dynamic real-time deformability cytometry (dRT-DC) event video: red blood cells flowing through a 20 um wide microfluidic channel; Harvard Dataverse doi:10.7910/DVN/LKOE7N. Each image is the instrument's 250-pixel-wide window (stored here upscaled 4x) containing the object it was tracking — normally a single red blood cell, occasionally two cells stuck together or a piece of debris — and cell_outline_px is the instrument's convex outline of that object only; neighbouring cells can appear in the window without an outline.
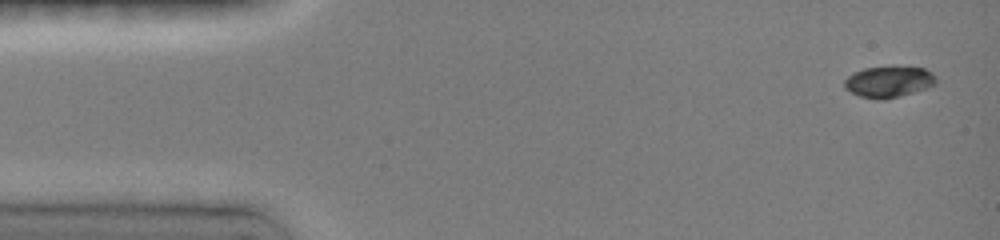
{"species": "common noctule bat (a hibernating species)", "species_latin": "Nyctalus noctula", "temperature_condition": "room temperature", "stored_images_in_passage": 11, "camera_frame_rate_fps": 3000, "um_per_image_px": 0.085, "animal": {"sex": "female", "body_mass_g": 19.0, "forearm_length_mm": 51.5}, "frame": {"image": 1, "passage_image": 1, "time_ms": 0.0, "image_size_px": [1000, 240], "cell_outline_px": [[936, 84], [912, 92], [884, 100], [876, 100], [860, 96], [844, 88], [844, 80], [852, 72], [864, 68], [892, 64], [924, 68], [932, 72], [936, 76]], "centroid_in_image_um": [75.52, 6.9], "position_along_channel_um": 9.5, "area_um2": 17.17}}
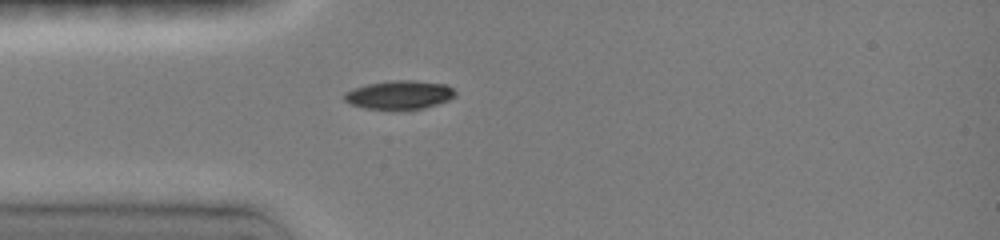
{"frame": {"image": 2, "passage_image": 7, "time_ms": 3.667, "image_size_px": [1000, 240], "cell_outline_px": [[456, 96], [448, 100], [424, 108], [396, 112], [364, 108], [352, 104], [344, 100], [344, 92], [368, 84], [400, 80], [408, 80], [444, 84], [452, 88], [456, 92]], "centroid_in_image_um": [33.94, 8.11], "position_along_channel_um": 51.1, "area_um2": 18.73}}
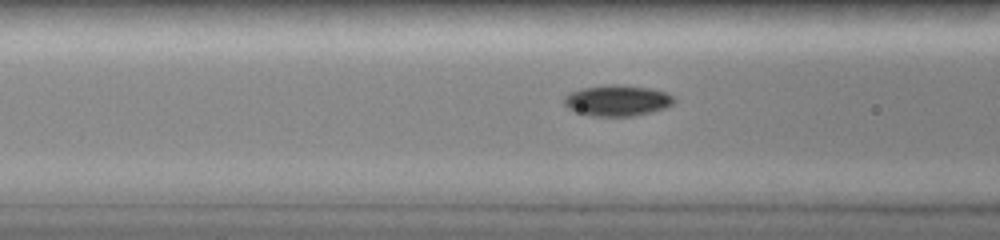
{"frame": {"image": 3, "passage_image": 10, "time_ms": 5.333, "image_size_px": [1000, 240], "cell_outline_px": [[672, 104], [664, 108], [652, 112], [632, 116], [592, 116], [572, 112], [564, 104], [564, 96], [572, 92], [584, 88], [648, 88], [664, 92], [672, 96]], "centroid_in_image_um": [52.41, 8.62], "position_along_channel_um": 114.2, "area_um2": 18.61}}